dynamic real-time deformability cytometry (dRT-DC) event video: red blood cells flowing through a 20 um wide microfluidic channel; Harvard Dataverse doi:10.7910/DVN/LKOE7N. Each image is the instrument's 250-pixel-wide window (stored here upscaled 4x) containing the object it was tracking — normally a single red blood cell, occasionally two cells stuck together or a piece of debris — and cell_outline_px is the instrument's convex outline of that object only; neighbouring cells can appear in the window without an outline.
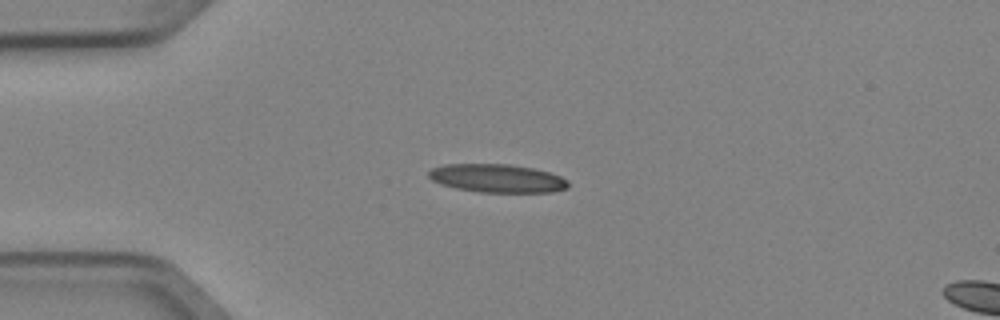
{"species": "Egyptian fruit bat (a non-hibernating species)", "species_latin": "Rousettus aegyptiacus", "temperature_condition": "cold", "stored_images_in_passage": 3, "camera_frame_rate_fps": 3000, "um_per_image_px": 0.085, "animal": {"sex": "female"}, "frame": {"image": 1, "passage_image": 2, "time_ms": 0.333, "image_size_px": [1000, 320], "cell_outline_px": [[568, 188], [552, 192], [480, 192], [456, 188], [440, 184], [432, 180], [428, 176], [428, 172], [432, 168], [444, 164], [508, 164], [532, 168], [548, 172], [560, 176], [568, 180]], "centroid_in_image_um": [42.25, 15.15], "position_along_channel_um": 42.8, "area_um2": 23.0}}